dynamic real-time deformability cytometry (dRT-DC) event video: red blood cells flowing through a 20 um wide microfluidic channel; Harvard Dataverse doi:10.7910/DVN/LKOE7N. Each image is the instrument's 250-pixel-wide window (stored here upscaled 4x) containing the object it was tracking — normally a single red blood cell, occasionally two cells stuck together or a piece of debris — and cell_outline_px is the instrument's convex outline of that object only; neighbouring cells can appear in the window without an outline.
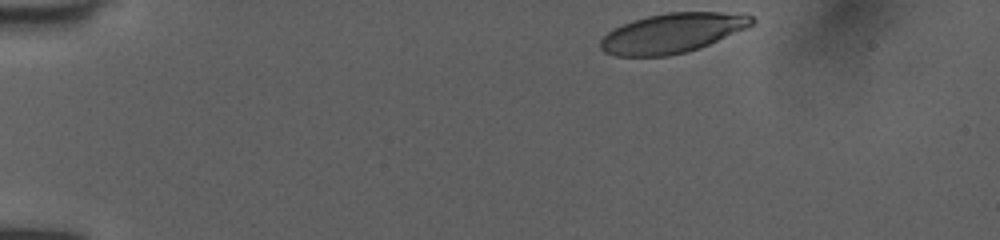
{"species": "human", "species_latin": "Homo sapiens", "temperature_condition": "room temperature", "stored_images_in_passage": 37, "camera_frame_rate_fps": 3000, "um_per_image_px": 0.085, "donor": {"sex": "female"}, "frame": {"image": 1, "passage_image": 1, "time_ms": 0.0, "image_size_px": [1000, 240], "cell_outline_px": [[756, 20], [748, 28], [700, 48], [668, 56], [616, 56], [604, 52], [600, 48], [600, 40], [608, 32], [632, 20], [648, 16], [668, 12], [744, 12], [752, 16]], "centroid_in_image_um": [57.2, 2.8], "position_along_channel_um": 27.8, "area_um2": 35.14}}
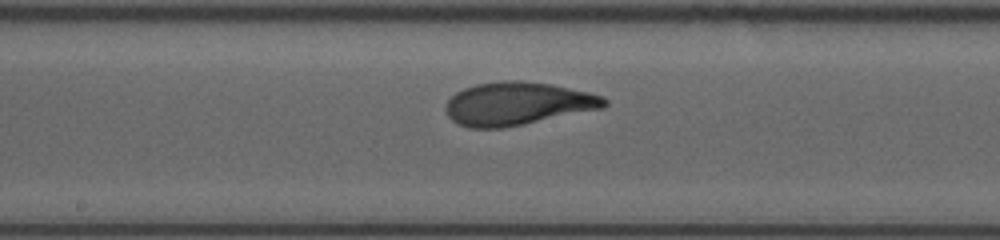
{"frame": {"image": 2, "passage_image": 21, "time_ms": 6.667, "image_size_px": [1000, 240], "cell_outline_px": [[608, 104], [604, 108], [500, 128], [468, 128], [452, 120], [448, 116], [444, 108], [448, 100], [456, 92], [464, 88], [476, 84], [504, 80], [520, 80], [552, 84], [588, 92], [604, 96], [608, 100]], "centroid_in_image_um": [43.99, 8.8], "position_along_channel_um": 204.2, "area_um2": 39.71}}
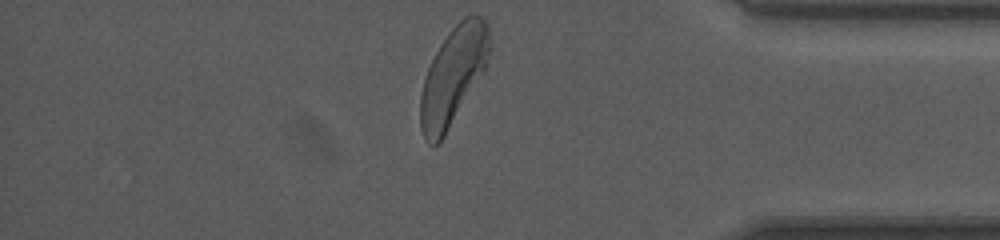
{"frame": {"image": 3, "passage_image": 37, "time_ms": 12.0, "image_size_px": [1000, 240], "cell_outline_px": [[492, 48], [484, 68], [444, 136], [436, 144], [428, 144], [424, 140], [420, 128], [420, 96], [424, 80], [428, 68], [440, 44], [452, 28], [464, 16], [484, 16], [488, 24]], "centroid_in_image_um": [38.51, 6.41], "position_along_channel_um": 396.7, "area_um2": 38.73}, "authors_computed_cell_mechanics": {"area_um2": 38.3792, "velocity_mm_per_s": 4.0075, "shape_relaxation_time_tau1_ms": 3.2438, "shape_relaxation_time_tau2_ms": 0.892, "deformation_change_tau1": 0.1767, "deformation_change_tau2": 0.078}}